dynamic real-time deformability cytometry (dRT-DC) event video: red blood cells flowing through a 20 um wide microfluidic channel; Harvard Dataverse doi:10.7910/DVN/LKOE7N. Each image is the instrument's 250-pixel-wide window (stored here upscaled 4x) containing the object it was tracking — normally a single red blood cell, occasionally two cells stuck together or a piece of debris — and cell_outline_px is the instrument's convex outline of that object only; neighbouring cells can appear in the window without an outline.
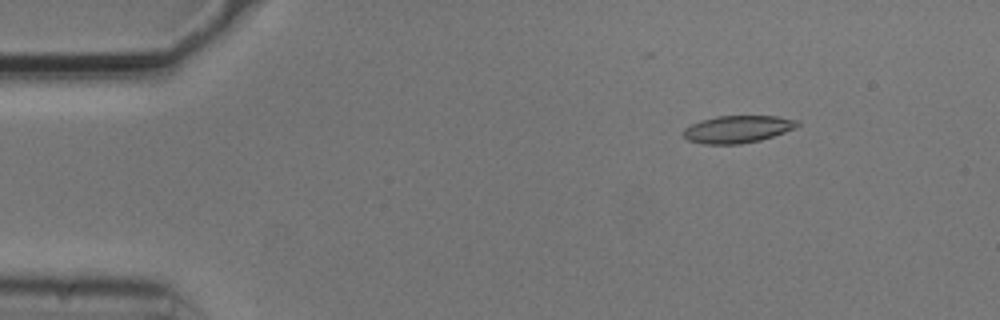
{"species": "common noctule bat (a hibernating species)", "species_latin": "Nyctalus noctula", "temperature_condition": "cold", "stored_images_in_passage": 51, "camera_frame_rate_fps": 3000, "um_per_image_px": 0.085, "animal": {"sex": "male", "body_mass_g": 20.5, "forearm_length_mm": 52.5}, "frame": {"image": 1, "passage_image": 7, "time_ms": 2.0, "image_size_px": [1000, 320], "cell_outline_px": [[800, 124], [796, 128], [760, 140], [740, 144], [704, 144], [688, 140], [680, 132], [684, 128], [700, 120], [716, 116], [776, 116], [800, 120]], "centroid_in_image_um": [62.69, 10.97], "position_along_channel_um": 22.3, "area_um2": 18.26}}
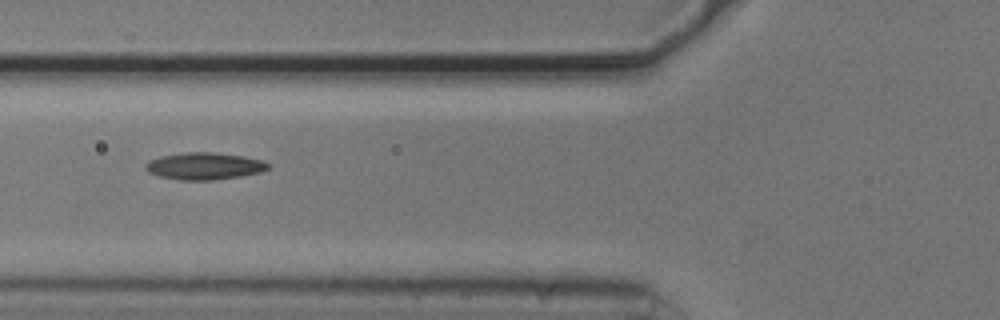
{"frame": {"image": 2, "passage_image": 20, "time_ms": 6.333, "image_size_px": [1000, 320], "cell_outline_px": [[272, 168], [260, 172], [240, 176], [212, 180], [180, 180], [160, 176], [148, 172], [144, 168], [144, 164], [148, 160], [160, 156], [184, 152], [212, 152], [244, 156], [260, 160], [272, 164]], "centroid_in_image_um": [17.37, 14.11], "position_along_channel_um": 108.4, "area_um2": 19.48}}
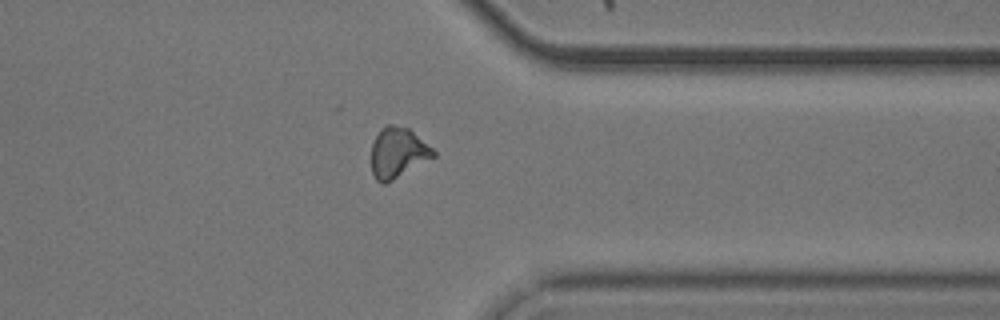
{"frame": {"image": 3, "passage_image": 42, "time_ms": 13.667, "image_size_px": [1000, 320], "cell_outline_px": [[436, 156], [392, 180], [384, 184], [380, 184], [376, 180], [372, 172], [372, 144], [376, 136], [388, 124], [392, 124], [408, 128], [432, 148], [436, 152]], "centroid_in_image_um": [33.82, 13.0], "position_along_channel_um": 377.6, "area_um2": 17.86}}